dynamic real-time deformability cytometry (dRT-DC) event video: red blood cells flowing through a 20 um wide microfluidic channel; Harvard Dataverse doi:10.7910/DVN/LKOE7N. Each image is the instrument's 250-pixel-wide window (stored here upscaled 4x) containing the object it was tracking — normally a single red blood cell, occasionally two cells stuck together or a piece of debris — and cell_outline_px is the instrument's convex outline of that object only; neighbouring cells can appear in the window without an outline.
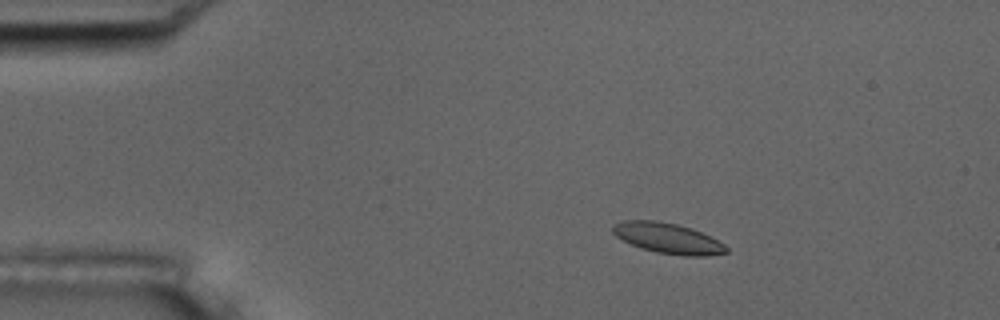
{"species": "common noctule bat (a hibernating species)", "species_latin": "Nyctalus noctula", "temperature_condition": "room temperature", "stored_images_in_passage": 54, "camera_frame_rate_fps": 3000, "um_per_image_px": 0.085, "animal": {"sex": "male", "body_mass_g": 17.5, "forearm_length_mm": 52.3}, "frame": {"image": 1, "passage_image": 9, "time_ms": 2.667, "image_size_px": [1000, 320], "cell_outline_px": [[728, 252], [708, 256], [684, 256], [656, 252], [640, 248], [616, 236], [612, 232], [612, 224], [624, 220], [656, 220], [676, 224], [692, 228], [724, 244], [728, 248]], "centroid_in_image_um": [56.74, 20.25], "position_along_channel_um": 28.3, "area_um2": 20.11}, "authors_computed_cell_mechanics": {"area_um2": 19.652, "velocity_mm_per_s": 3.6802, "shape_relaxation_time_tau1_ms": 5.9852, "shape_relaxation_time_tau2_ms": 5.4575, "deformation_change_tau1": 0.098, "deformation_change_tau2": 0.089}}